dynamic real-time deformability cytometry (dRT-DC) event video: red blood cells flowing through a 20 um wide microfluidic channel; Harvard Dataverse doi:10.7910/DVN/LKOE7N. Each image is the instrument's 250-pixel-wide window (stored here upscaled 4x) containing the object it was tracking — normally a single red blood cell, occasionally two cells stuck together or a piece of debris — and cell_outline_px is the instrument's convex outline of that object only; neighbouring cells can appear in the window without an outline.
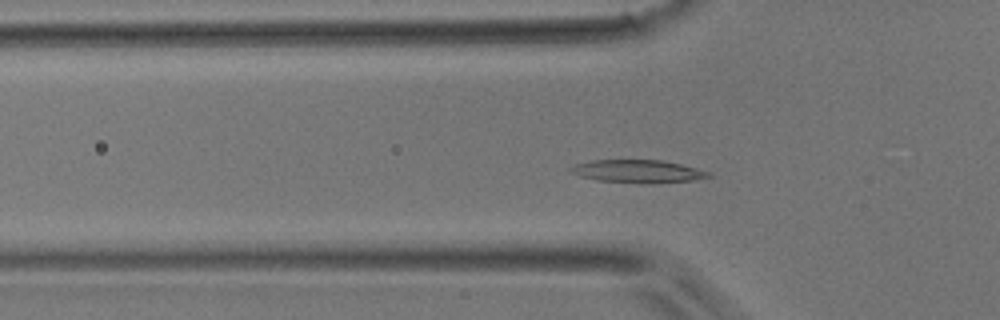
{"species": "common noctule bat (a hibernating species)", "species_latin": "Nyctalus noctula", "temperature_condition": "room temperature", "stored_images_in_passage": 36, "camera_frame_rate_fps": 3000, "um_per_image_px": 0.085, "animal": {"sex": "male", "body_mass_g": 17.9}, "frame": {"image": 1, "passage_image": 4, "time_ms": 1.0, "image_size_px": [1000, 320], "cell_outline_px": [[712, 176], [692, 180], [652, 184], [648, 184], [596, 180], [580, 176], [568, 172], [568, 168], [576, 164], [592, 160], [664, 160], [712, 172]], "centroid_in_image_um": [54.21, 14.57], "position_along_channel_um": 71.6, "area_um2": 18.55}}
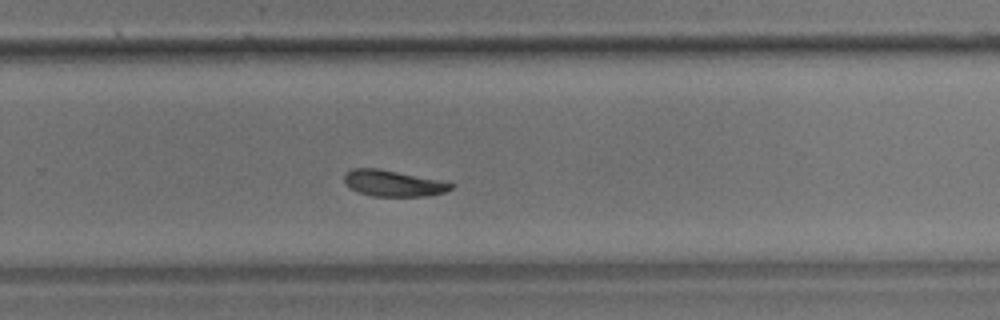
{"frame": {"image": 2, "passage_image": 20, "time_ms": 6.333, "image_size_px": [1000, 320], "cell_outline_px": [[456, 184], [452, 188], [444, 192], [428, 196], [372, 196], [360, 192], [344, 184], [344, 176], [352, 168], [376, 168], [440, 180]], "centroid_in_image_um": [33.43, 15.58], "position_along_channel_um": 296.4, "area_um2": 16.07}}
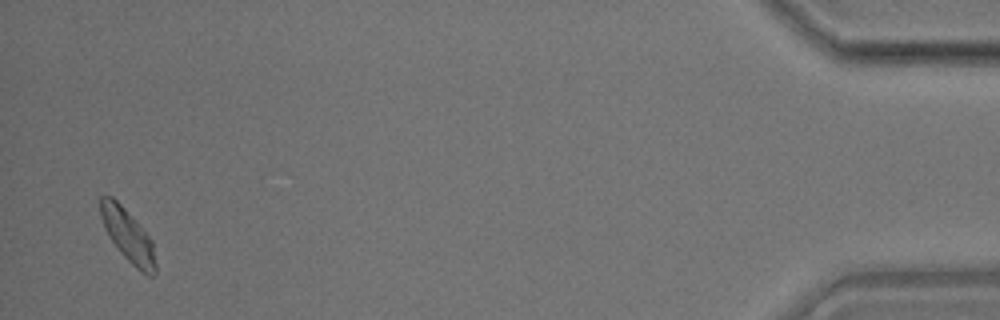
{"frame": {"image": 3, "passage_image": 35, "time_ms": 11.333, "image_size_px": [1000, 320], "cell_outline_px": [[156, 272], [152, 276], [148, 276], [140, 272], [120, 252], [104, 228], [100, 216], [100, 196], [112, 196], [120, 204], [152, 240], [156, 264]], "centroid_in_image_um": [10.87, 20.05], "position_along_channel_um": 424.3, "area_um2": 16.59}}